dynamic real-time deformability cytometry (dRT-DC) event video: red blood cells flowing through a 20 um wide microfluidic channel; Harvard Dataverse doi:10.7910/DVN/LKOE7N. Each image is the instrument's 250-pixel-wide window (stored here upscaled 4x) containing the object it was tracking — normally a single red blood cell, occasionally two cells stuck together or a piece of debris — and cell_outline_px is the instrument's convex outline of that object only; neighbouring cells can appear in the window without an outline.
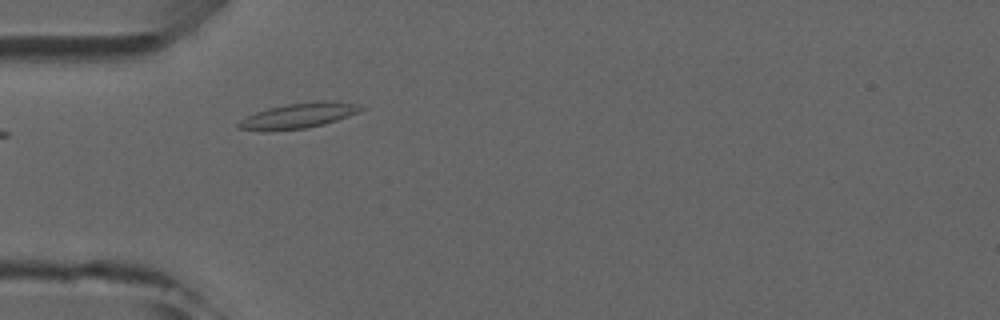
{"species": "common noctule bat (a hibernating species)", "species_latin": "Nyctalus noctula", "temperature_condition": "room temperature", "stored_images_in_passage": 4, "camera_frame_rate_fps": 3000, "um_per_image_px": 0.085, "animal": {"sex": "male", "forearm_length_mm": 52.5}, "frame": {"image": 1, "passage_image": 3, "time_ms": 2.0, "image_size_px": [1000, 320], "cell_outline_px": [[364, 108], [360, 112], [324, 124], [304, 128], [236, 128], [236, 124], [240, 120], [256, 112], [268, 108], [288, 104], [324, 100], [332, 100], [356, 104]], "centroid_in_image_um": [25.48, 9.77], "position_along_channel_um": 59.5, "area_um2": 17.05}}
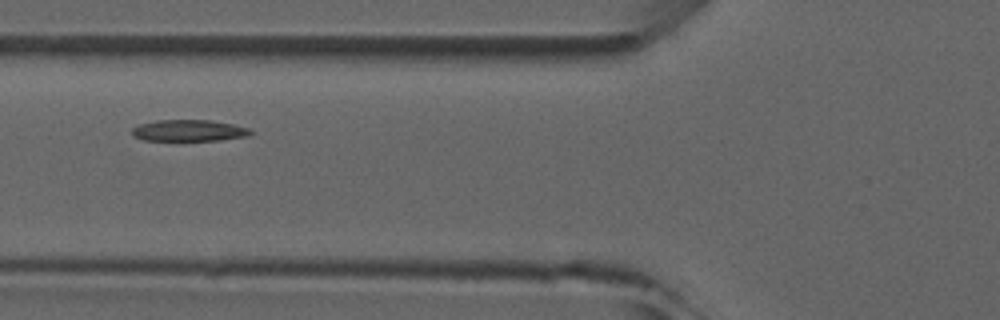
{"frame": {"image": 2, "passage_image": 4, "time_ms": 3.333, "image_size_px": [1000, 320], "cell_outline_px": [[252, 132], [248, 136], [220, 140], [144, 140], [132, 136], [132, 128], [140, 124], [156, 120], [212, 120], [232, 124], [248, 128]], "centroid_in_image_um": [16.04, 11.09], "position_along_channel_um": 109.8, "area_um2": 14.74}}